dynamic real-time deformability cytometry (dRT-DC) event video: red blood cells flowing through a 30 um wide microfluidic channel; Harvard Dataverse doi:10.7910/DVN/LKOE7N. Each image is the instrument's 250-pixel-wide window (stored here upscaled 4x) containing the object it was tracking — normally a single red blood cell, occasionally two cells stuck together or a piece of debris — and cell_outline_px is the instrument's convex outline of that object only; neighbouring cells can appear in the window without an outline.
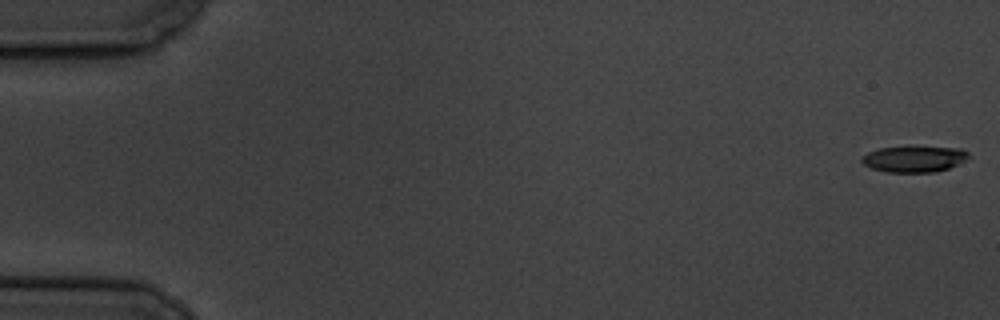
{"species": "common noctule bat (a hibernating species)", "species_latin": "Nyctalus noctula", "temperature_condition": "cold", "stored_images_in_passage": 9, "camera_frame_rate_fps": 3000, "um_per_image_px": 0.085, "animal": {"sex": "male", "body_mass_g": 19.5, "forearm_length_mm": 54.6}, "frame": {"image": 1, "passage_image": 1, "time_ms": 0.0, "image_size_px": [1000, 320], "cell_outline_px": [[968, 156], [964, 160], [948, 168], [936, 172], [888, 172], [872, 168], [864, 164], [860, 160], [860, 156], [868, 152], [880, 148], [912, 144], [960, 148], [968, 152]], "centroid_in_image_um": [77.67, 13.46], "position_along_channel_um": 7.3, "area_um2": 16.88}}
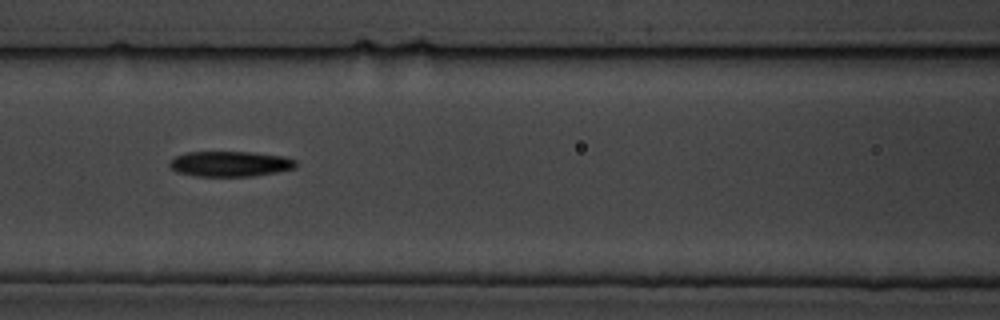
{"frame": {"image": 2, "passage_image": 8, "time_ms": 8.333, "image_size_px": [1000, 320], "cell_outline_px": [[296, 168], [276, 172], [252, 176], [196, 176], [176, 172], [168, 164], [168, 160], [176, 156], [188, 152], [252, 152], [284, 156], [296, 160]], "centroid_in_image_um": [19.55, 13.92], "position_along_channel_um": 147.1, "area_um2": 18.73}}
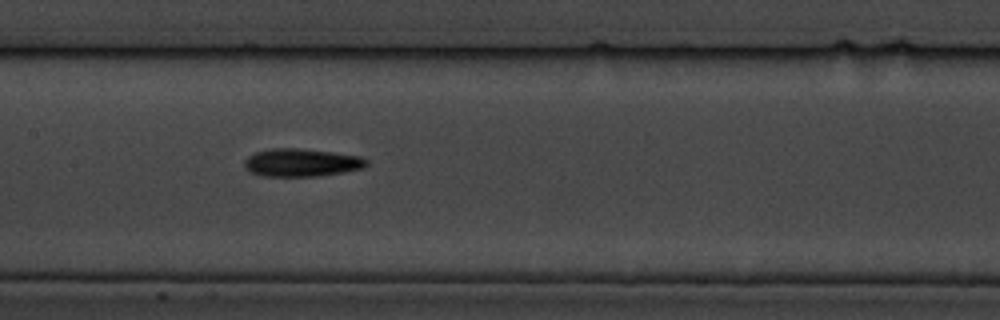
{"frame": {"image": 3, "passage_image": 9, "time_ms": 9.333, "image_size_px": [1000, 320], "cell_outline_px": [[368, 164], [364, 168], [344, 172], [316, 176], [264, 176], [252, 172], [244, 168], [244, 160], [248, 156], [256, 152], [268, 148], [296, 148], [332, 152], [360, 156], [368, 160]], "centroid_in_image_um": [25.63, 13.81], "position_along_channel_um": 181.8, "area_um2": 19.88}}